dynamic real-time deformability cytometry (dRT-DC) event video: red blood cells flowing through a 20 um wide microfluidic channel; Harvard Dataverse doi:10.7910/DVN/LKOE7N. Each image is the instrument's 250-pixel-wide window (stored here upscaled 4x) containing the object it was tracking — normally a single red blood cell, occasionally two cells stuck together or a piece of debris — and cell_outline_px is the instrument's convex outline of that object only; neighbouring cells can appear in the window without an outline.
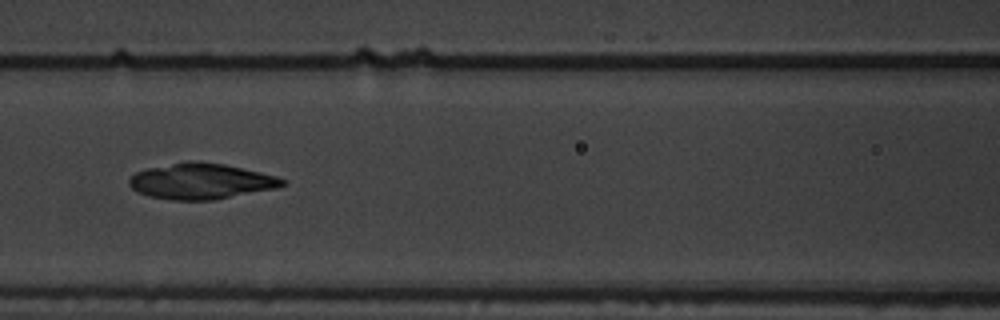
{"species": "common noctule bat (a hibernating species)", "species_latin": "Nyctalus noctula", "temperature_condition": "warm", "stored_images_in_passage": 5, "camera_frame_rate_fps": 3000, "um_per_image_px": 0.085, "animal": {"sex": "male", "body_mass_g": 19.5, "forearm_length_mm": 54.6}, "frame": {"image": 1, "passage_image": 3, "time_ms": 0.667, "image_size_px": [1000, 320], "cell_outline_px": [[288, 184], [280, 188], [212, 200], [172, 200], [148, 196], [136, 192], [128, 184], [128, 180], [136, 172], [148, 168], [188, 160], [200, 160], [224, 164], [260, 172], [276, 176], [284, 180]], "centroid_in_image_um": [17.1, 15.4], "position_along_channel_um": 149.5, "area_um2": 32.25}}
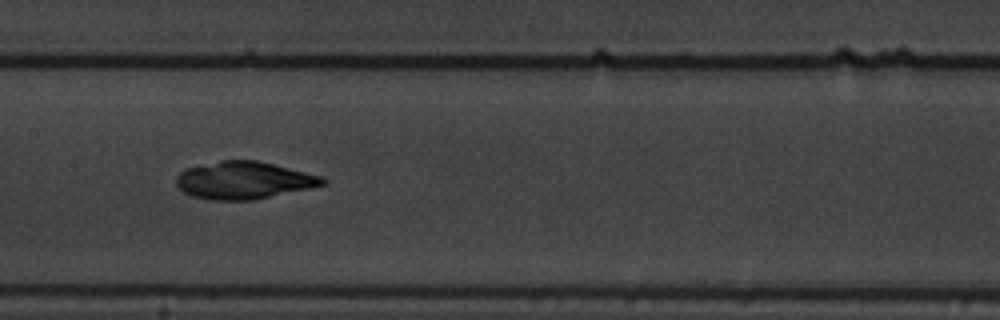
{"frame": {"image": 2, "passage_image": 4, "time_ms": 1.0, "image_size_px": [1000, 320], "cell_outline_px": [[328, 180], [324, 184], [308, 188], [252, 200], [212, 200], [192, 196], [184, 192], [176, 184], [176, 176], [180, 172], [188, 168], [220, 160], [256, 160], [320, 176]], "centroid_in_image_um": [20.68, 15.33], "position_along_channel_um": 186.7, "area_um2": 31.39}}
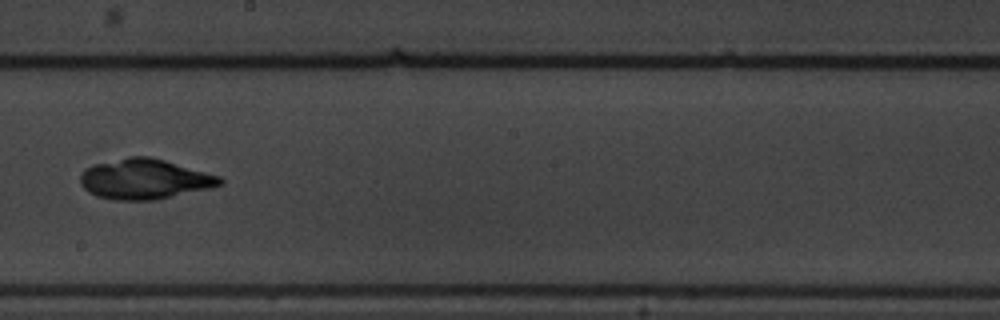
{"frame": {"image": 3, "passage_image": 5, "time_ms": 1.333, "image_size_px": [1000, 320], "cell_outline_px": [[224, 184], [208, 188], [156, 200], [112, 200], [96, 196], [88, 192], [80, 184], [80, 176], [84, 168], [96, 164], [128, 156], [152, 156], [220, 176], [224, 180]], "centroid_in_image_um": [12.27, 15.22], "position_along_channel_um": 235.9, "area_um2": 32.83}}